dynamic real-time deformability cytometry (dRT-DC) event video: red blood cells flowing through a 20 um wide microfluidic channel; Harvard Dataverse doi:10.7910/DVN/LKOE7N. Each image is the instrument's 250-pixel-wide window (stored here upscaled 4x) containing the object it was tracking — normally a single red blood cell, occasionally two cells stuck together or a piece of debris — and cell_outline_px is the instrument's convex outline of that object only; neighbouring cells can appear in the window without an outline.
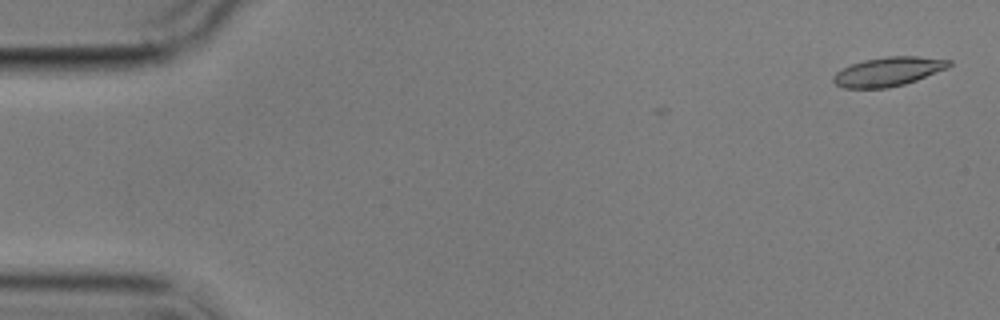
{"species": "common noctule bat (a hibernating species)", "species_latin": "Nyctalus noctula", "temperature_condition": "cold", "stored_images_in_passage": 2, "camera_frame_rate_fps": 3000, "um_per_image_px": 0.085, "animal": {"sex": "male", "body_mass_g": 17.9}, "frame": {"image": 1, "passage_image": 2, "time_ms": 1.333, "image_size_px": [1000, 320], "cell_outline_px": [[952, 64], [948, 68], [916, 80], [904, 84], [888, 88], [844, 88], [836, 84], [832, 80], [832, 76], [836, 72], [852, 64], [864, 60], [888, 56], [916, 56], [952, 60]], "centroid_in_image_um": [75.51, 6.08], "position_along_channel_um": 9.5, "area_um2": 19.54}}